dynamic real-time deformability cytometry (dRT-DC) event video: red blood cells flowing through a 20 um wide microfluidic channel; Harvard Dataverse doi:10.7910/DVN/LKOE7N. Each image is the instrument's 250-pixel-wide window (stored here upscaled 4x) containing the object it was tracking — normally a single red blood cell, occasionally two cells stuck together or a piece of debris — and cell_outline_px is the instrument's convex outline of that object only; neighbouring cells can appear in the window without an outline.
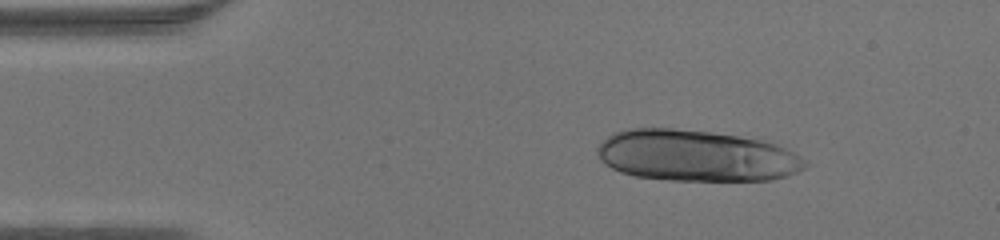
{"species": "human", "species_latin": "Homo sapiens", "temperature_condition": "warm", "stored_images_in_passage": 44, "camera_frame_rate_fps": 3000, "um_per_image_px": 0.085, "donor": {"sex": "male"}, "frame": {"image": 1, "passage_image": 6, "time_ms": 1.667, "image_size_px": [1000, 240], "cell_outline_px": [[808, 164], [804, 168], [788, 176], [772, 180], [668, 180], [636, 176], [620, 172], [604, 164], [600, 160], [596, 152], [596, 148], [612, 132], [628, 128], [672, 128], [712, 132], [740, 136], [760, 140], [776, 144], [800, 156]], "centroid_in_image_um": [59.14, 13.23], "position_along_channel_um": 25.9, "area_um2": 62.19}}
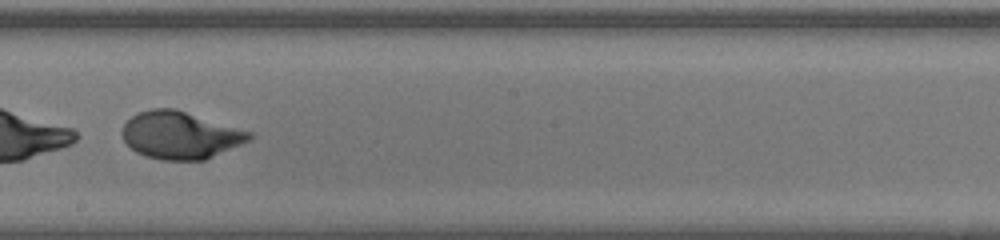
{"frame": {"image": 2, "passage_image": 25, "time_ms": 8.0, "image_size_px": [1000, 240], "cell_outline_px": [[252, 136], [248, 140], [240, 144], [204, 160], [164, 160], [144, 156], [136, 152], [124, 140], [120, 132], [124, 124], [136, 112], [152, 108], [176, 108], [252, 132]], "centroid_in_image_um": [15.28, 11.47], "position_along_channel_um": 232.9, "area_um2": 35.03}}